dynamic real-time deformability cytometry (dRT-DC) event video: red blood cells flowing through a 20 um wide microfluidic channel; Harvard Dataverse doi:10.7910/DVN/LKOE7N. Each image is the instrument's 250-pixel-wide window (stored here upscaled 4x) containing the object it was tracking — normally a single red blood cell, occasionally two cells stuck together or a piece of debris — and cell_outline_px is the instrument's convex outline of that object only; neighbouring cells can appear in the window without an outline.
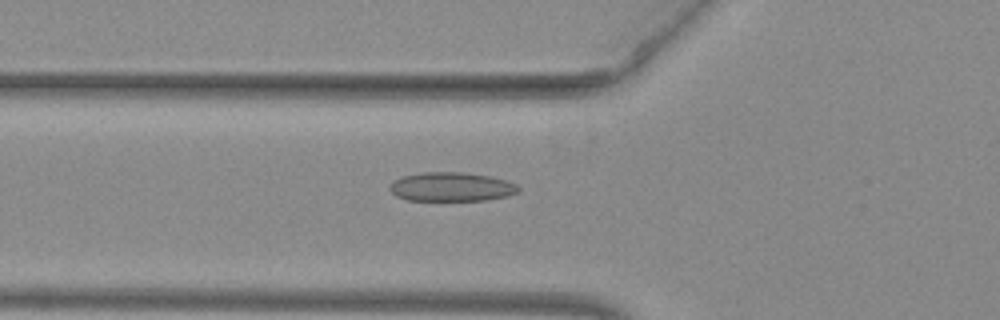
{"species": "common noctule bat (a hibernating species)", "species_latin": "Nyctalus noctula", "temperature_condition": "warm", "stored_images_in_passage": 53, "camera_frame_rate_fps": 3000, "um_per_image_px": 0.085, "animal": {"sex": "female", "body_mass_g": 29.2, "forearm_length_mm": 56.3}, "frame": {"image": 1, "passage_image": 20, "time_ms": 6.333, "image_size_px": [1000, 320], "cell_outline_px": [[520, 192], [508, 196], [488, 200], [408, 200], [396, 196], [388, 188], [392, 180], [404, 176], [424, 172], [464, 172], [488, 176], [508, 180], [516, 184], [520, 188]], "centroid_in_image_um": [38.39, 15.88], "position_along_channel_um": 87.4, "area_um2": 21.91}}
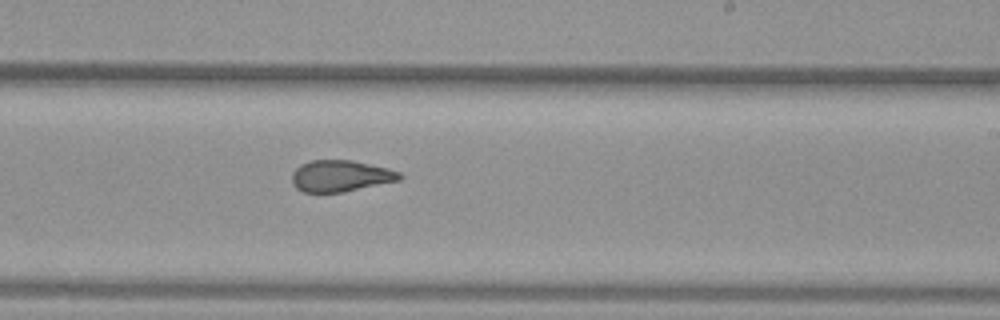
{"frame": {"image": 2, "passage_image": 33, "time_ms": 10.667, "image_size_px": [1000, 320], "cell_outline_px": [[404, 176], [400, 180], [344, 192], [304, 192], [296, 188], [292, 184], [292, 172], [300, 164], [312, 160], [352, 160], [388, 168], [400, 172]], "centroid_in_image_um": [28.95, 14.95], "position_along_channel_um": 260.1, "area_um2": 19.83}}
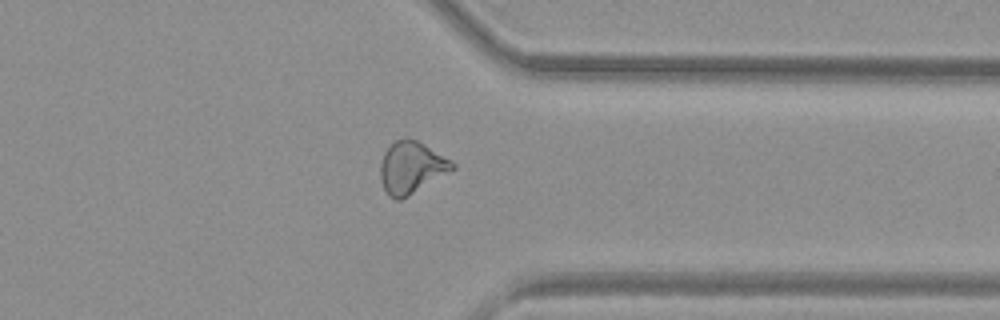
{"frame": {"image": 3, "passage_image": 42, "time_ms": 13.667, "image_size_px": [1000, 320], "cell_outline_px": [[456, 168], [408, 196], [400, 200], [396, 200], [388, 196], [384, 188], [380, 176], [380, 164], [384, 152], [396, 140], [408, 136], [424, 144], [452, 160], [456, 164]], "centroid_in_image_um": [34.97, 14.23], "position_along_channel_um": 376.4, "area_um2": 21.79}, "authors_computed_cell_mechanics": {"area_um2": 21.675, "velocity_mm_per_s": 3.9773, "shape_relaxation_time_tau1_ms": 10.6671, "shape_relaxation_time_tau2_ms": 1.5126, "deformation_change_tau1": 0.2423, "deformation_change_tau2": 0.0709}}